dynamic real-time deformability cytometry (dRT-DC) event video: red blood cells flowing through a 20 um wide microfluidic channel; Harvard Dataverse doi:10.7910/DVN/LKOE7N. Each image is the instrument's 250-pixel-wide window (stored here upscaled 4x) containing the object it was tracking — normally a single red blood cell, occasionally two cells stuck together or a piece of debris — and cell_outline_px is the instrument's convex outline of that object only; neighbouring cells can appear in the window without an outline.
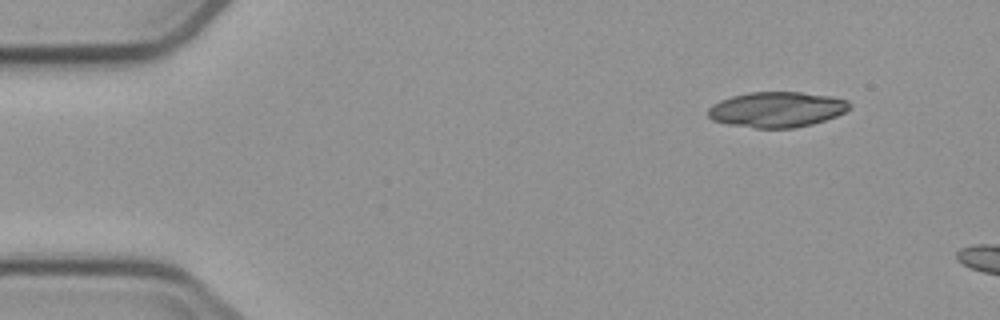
{"species": "common noctule bat (a hibernating species)", "species_latin": "Nyctalus noctula", "temperature_condition": "cold", "stored_images_in_passage": 4, "camera_frame_rate_fps": 3000, "um_per_image_px": 0.085, "animal": {"sex": "male", "body_mass_g": 23.1, "forearm_length_mm": 52.7}, "frame": {"image": 1, "passage_image": 1, "time_ms": 0.0, "image_size_px": [1000, 320], "cell_outline_px": [[852, 108], [836, 116], [812, 124], [796, 128], [756, 128], [728, 124], [712, 120], [708, 116], [708, 108], [712, 104], [720, 100], [732, 96], [748, 92], [800, 92], [832, 96], [848, 100], [852, 104]], "centroid_in_image_um": [66.05, 9.3], "position_along_channel_um": 19.0, "area_um2": 29.42}}